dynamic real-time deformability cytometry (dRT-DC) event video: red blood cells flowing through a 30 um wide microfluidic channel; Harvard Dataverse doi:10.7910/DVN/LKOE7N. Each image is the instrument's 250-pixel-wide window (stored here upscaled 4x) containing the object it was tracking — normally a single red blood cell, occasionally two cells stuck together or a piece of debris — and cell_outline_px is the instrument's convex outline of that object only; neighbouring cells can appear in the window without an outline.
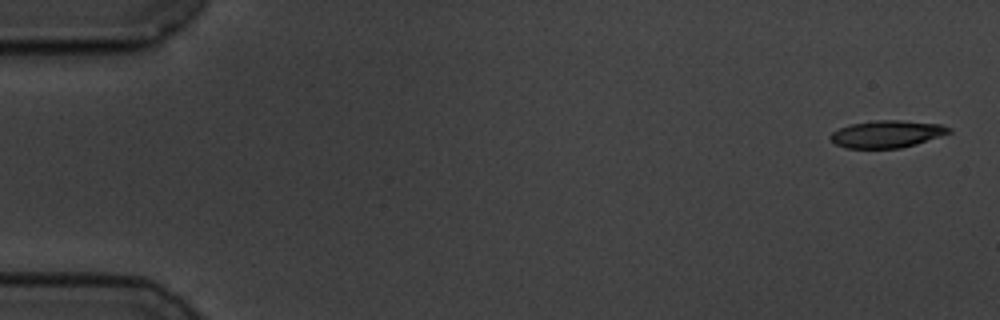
{"species": "common noctule bat (a hibernating species)", "species_latin": "Nyctalus noctula", "temperature_condition": "cold", "stored_images_in_passage": 57, "camera_frame_rate_fps": 3000, "um_per_image_px": 0.085, "animal": {"sex": "male", "body_mass_g": 19.5, "forearm_length_mm": 54.6}, "frame": {"image": 1, "passage_image": 1, "time_ms": 0.0, "image_size_px": [1000, 320], "cell_outline_px": [[952, 132], [916, 144], [900, 148], [844, 148], [836, 144], [828, 136], [832, 132], [840, 128], [852, 124], [872, 120], [900, 120], [940, 124], [952, 128]], "centroid_in_image_um": [75.39, 11.39], "position_along_channel_um": 9.6, "area_um2": 18.79}}
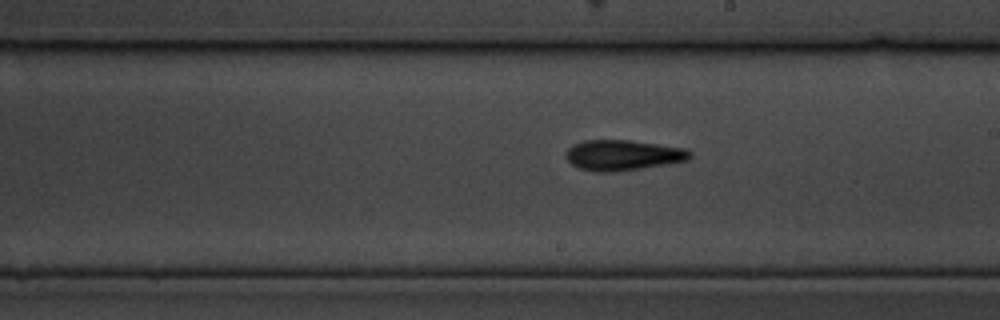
{"frame": {"image": 2, "passage_image": 32, "time_ms": 10.333, "image_size_px": [1000, 320], "cell_outline_px": [[692, 156], [688, 160], [640, 168], [612, 172], [596, 172], [580, 168], [572, 164], [568, 160], [564, 152], [568, 148], [584, 140], [628, 140], [688, 148], [692, 152]], "centroid_in_image_um": [52.96, 13.18], "position_along_channel_um": 236.0, "area_um2": 21.91}}
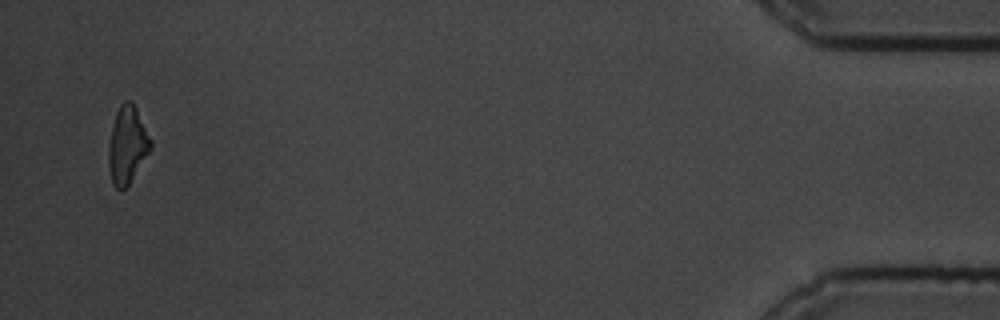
{"frame": {"image": 3, "passage_image": 55, "time_ms": 18.0, "image_size_px": [1000, 320], "cell_outline_px": [[152, 148], [128, 184], [120, 192], [112, 184], [108, 164], [108, 144], [116, 112], [120, 104], [124, 100], [132, 100], [152, 140]], "centroid_in_image_um": [10.81, 12.31], "position_along_channel_um": 424.4, "area_um2": 18.96}, "authors_computed_cell_mechanics": {"area_um2": 19.7098, "velocity_mm_per_s": 3.5049, "shape_relaxation_time_tau1_ms": 3.4627, "shape_relaxation_time_tau2_ms": 2.0642, "deformation_change_tau1": 0.14, "deformation_change_tau2": 0.1047}}